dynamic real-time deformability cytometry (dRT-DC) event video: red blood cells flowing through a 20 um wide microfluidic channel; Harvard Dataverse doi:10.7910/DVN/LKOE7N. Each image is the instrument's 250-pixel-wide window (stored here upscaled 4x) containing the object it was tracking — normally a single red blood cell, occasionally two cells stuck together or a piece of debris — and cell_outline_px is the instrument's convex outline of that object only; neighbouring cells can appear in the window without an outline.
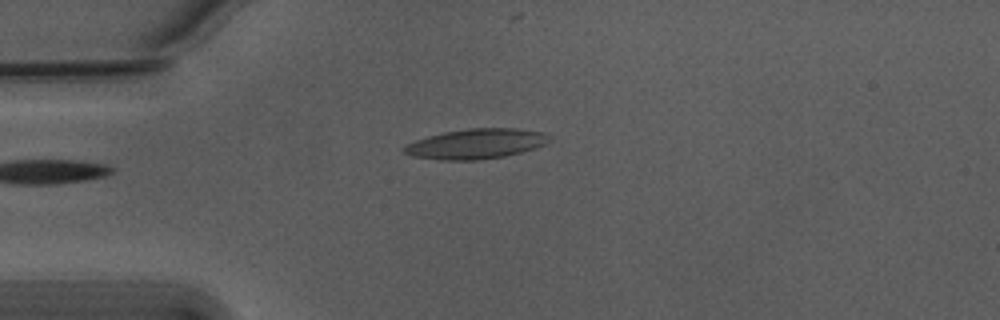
{"species": "Egyptian fruit bat (a non-hibernating species)", "species_latin": "Rousettus aegyptiacus", "temperature_condition": "warm", "stored_images_in_passage": 25, "camera_frame_rate_fps": 3000, "um_per_image_px": 0.085, "animal": {"sex": "male"}, "frame": {"image": 1, "passage_image": 1, "time_ms": 0.0, "image_size_px": [1000, 320], "cell_outline_px": [[552, 140], [544, 144], [520, 152], [504, 156], [480, 160], [440, 160], [412, 156], [404, 152], [400, 148], [416, 140], [428, 136], [444, 132], [468, 128], [516, 128], [544, 132], [552, 136]], "centroid_in_image_um": [40.47, 12.22], "position_along_channel_um": 44.5, "area_um2": 25.43}}
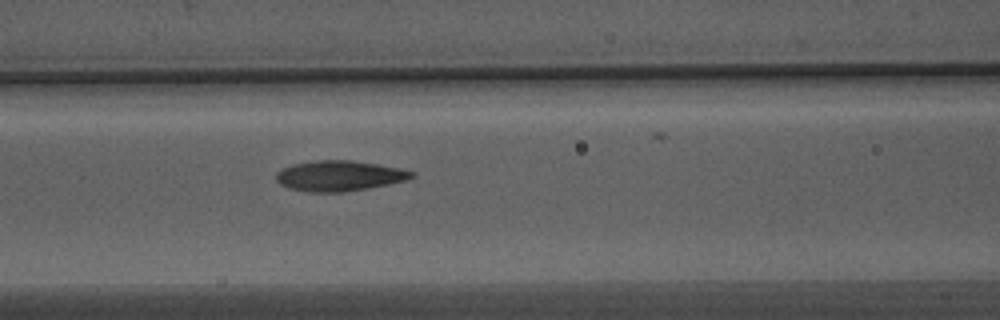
{"frame": {"image": 2, "passage_image": 10, "time_ms": 3.0, "image_size_px": [1000, 320], "cell_outline_px": [[416, 176], [404, 180], [388, 184], [368, 188], [340, 192], [308, 192], [288, 188], [280, 184], [276, 180], [276, 172], [292, 164], [316, 160], [352, 160], [400, 168], [416, 172]], "centroid_in_image_um": [28.83, 14.94], "position_along_channel_um": 137.8, "area_um2": 23.99}}
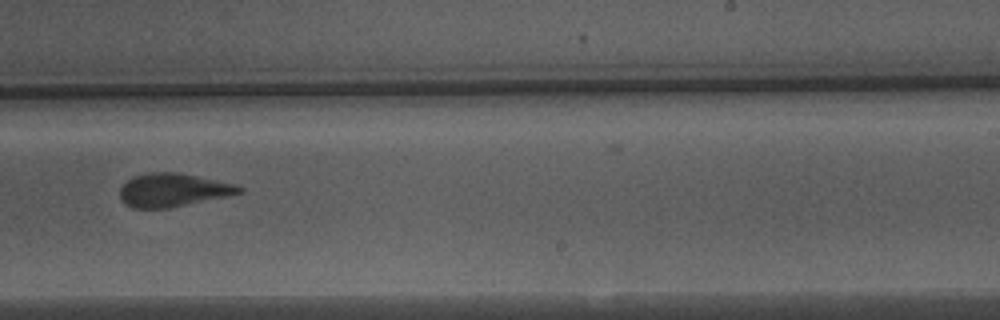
{"frame": {"image": 3, "passage_image": 21, "time_ms": 6.667, "image_size_px": [1000, 320], "cell_outline_px": [[244, 192], [228, 196], [168, 208], [132, 208], [124, 204], [120, 200], [120, 188], [132, 176], [148, 172], [176, 172], [236, 184], [244, 188]], "centroid_in_image_um": [14.69, 16.15], "position_along_channel_um": 274.3, "area_um2": 23.24}}